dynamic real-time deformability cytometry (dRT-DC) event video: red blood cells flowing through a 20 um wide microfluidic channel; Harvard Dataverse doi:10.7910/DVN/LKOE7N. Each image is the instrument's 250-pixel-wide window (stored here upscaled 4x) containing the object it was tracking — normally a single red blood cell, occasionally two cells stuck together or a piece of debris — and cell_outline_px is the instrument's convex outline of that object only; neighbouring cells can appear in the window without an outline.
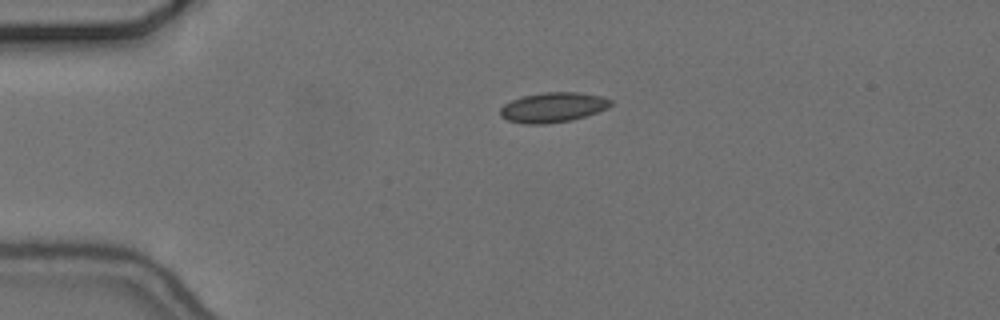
{"species": "common noctule bat (a hibernating species)", "species_latin": "Nyctalus noctula", "temperature_condition": "cold", "stored_images_in_passage": 44, "camera_frame_rate_fps": 3000, "um_per_image_px": 0.085, "animal": {"sex": "female", "body_mass_g": 24.6, "forearm_length_mm": 56.2}, "frame": {"image": 1, "passage_image": 1, "time_ms": 0.0, "image_size_px": [1000, 320], "cell_outline_px": [[612, 104], [608, 108], [572, 120], [544, 124], [524, 124], [508, 120], [500, 116], [500, 108], [504, 104], [512, 100], [524, 96], [544, 92], [580, 92], [604, 96], [612, 100]], "centroid_in_image_um": [47.02, 9.12], "position_along_channel_um": 38.0, "area_um2": 19.31}}
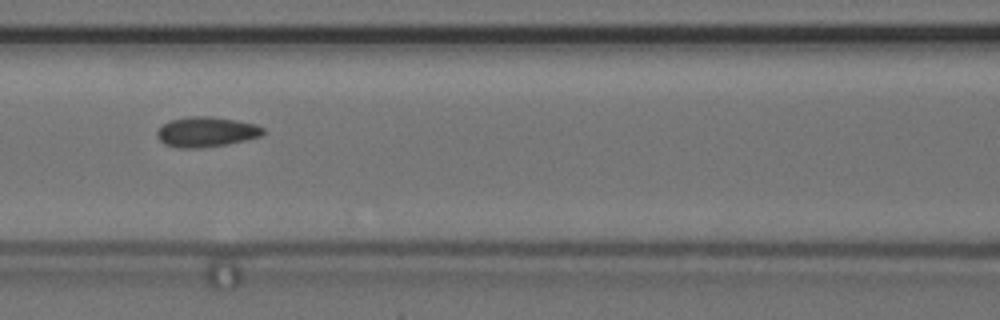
{"frame": {"image": 2, "passage_image": 13, "time_ms": 4.0, "image_size_px": [1000, 320], "cell_outline_px": [[268, 132], [260, 136], [228, 144], [200, 148], [176, 148], [164, 144], [156, 136], [156, 132], [164, 124], [172, 120], [192, 116], [212, 116], [236, 120], [256, 124], [264, 128]], "centroid_in_image_um": [17.56, 11.22], "position_along_channel_um": 149.0, "area_um2": 18.67}}
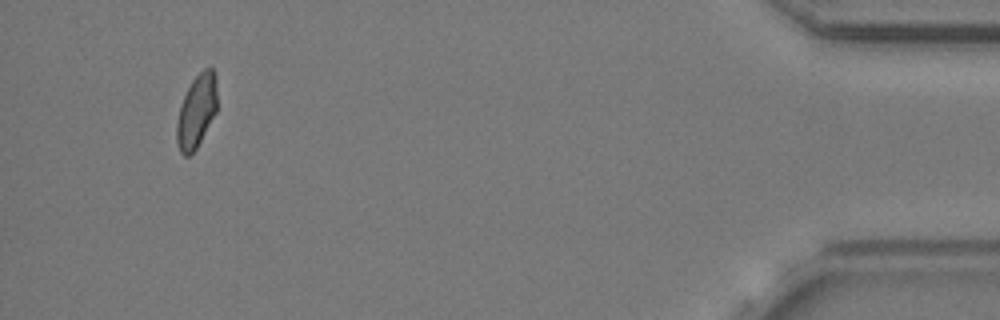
{"frame": {"image": 3, "passage_image": 41, "time_ms": 13.333, "image_size_px": [1000, 320], "cell_outline_px": [[216, 112], [196, 148], [188, 156], [184, 156], [180, 152], [176, 140], [176, 124], [180, 104], [192, 80], [204, 68], [212, 68], [216, 72]], "centroid_in_image_um": [16.69, 9.44], "position_along_channel_um": 418.5, "area_um2": 17.11}, "authors_computed_cell_mechanics": {"area_um2": 18.0914, "velocity_mm_per_s": 3.6704, "shape_relaxation_time_tau1_ms": 6.111, "shape_relaxation_time_tau2_ms": 2.2512, "deformation_change_tau1": 0.0728, "deformation_change_tau2": 0.0801}}